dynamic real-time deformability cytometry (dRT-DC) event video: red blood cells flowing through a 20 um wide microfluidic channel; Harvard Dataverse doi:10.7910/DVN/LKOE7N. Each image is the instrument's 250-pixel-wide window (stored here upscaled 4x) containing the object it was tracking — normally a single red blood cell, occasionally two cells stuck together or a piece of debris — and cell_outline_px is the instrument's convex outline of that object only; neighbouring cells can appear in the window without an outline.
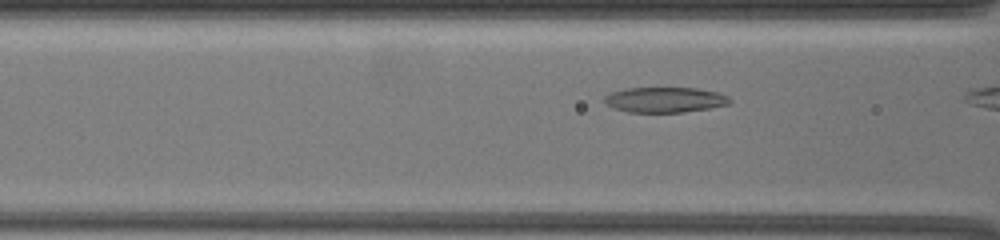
{"species": "common noctule bat (a hibernating species)", "species_latin": "Nyctalus noctula", "temperature_condition": "warm", "stored_images_in_passage": 9, "camera_frame_rate_fps": 3000, "um_per_image_px": 0.085, "animal": {"sex": "female", "body_mass_g": 19.5, "forearm_length_mm": 54.1}, "frame": {"image": 1, "passage_image": 8, "time_ms": 3.0, "image_size_px": [1000, 240], "cell_outline_px": [[732, 100], [728, 104], [708, 108], [684, 112], [628, 112], [616, 108], [608, 104], [604, 100], [604, 96], [612, 92], [624, 88], [696, 88], [716, 92], [728, 96]], "centroid_in_image_um": [56.52, 8.47], "position_along_channel_um": 110.1, "area_um2": 18.26}}